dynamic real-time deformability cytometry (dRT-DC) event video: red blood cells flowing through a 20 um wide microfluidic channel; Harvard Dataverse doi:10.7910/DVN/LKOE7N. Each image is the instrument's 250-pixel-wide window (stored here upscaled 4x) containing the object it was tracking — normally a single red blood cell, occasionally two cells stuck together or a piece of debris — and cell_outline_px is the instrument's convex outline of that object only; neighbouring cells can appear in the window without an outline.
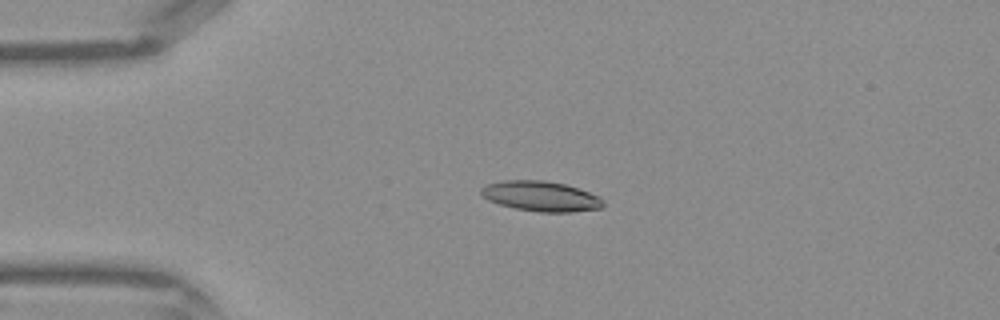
{"species": "Egyptian fruit bat (a non-hibernating species)", "species_latin": "Rousettus aegyptiacus", "temperature_condition": "warm", "stored_images_in_passage": 43, "camera_frame_rate_fps": 3000, "um_per_image_px": 0.085, "frame": {"image": 1, "passage_image": 10, "time_ms": 3.0, "image_size_px": [1000, 320], "cell_outline_px": [[604, 204], [600, 208], [572, 212], [540, 212], [516, 208], [500, 204], [488, 200], [480, 192], [480, 188], [488, 184], [504, 180], [544, 180], [564, 184], [600, 196], [604, 200]], "centroid_in_image_um": [45.98, 16.68], "position_along_channel_um": 39.0, "area_um2": 21.27}}
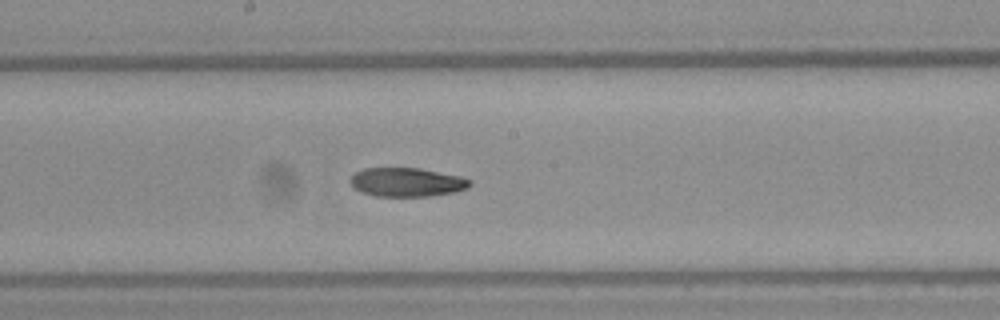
{"frame": {"image": 2, "passage_image": 23, "time_ms": 7.333, "image_size_px": [1000, 320], "cell_outline_px": [[472, 184], [468, 188], [452, 192], [428, 196], [376, 196], [360, 192], [348, 180], [356, 172], [364, 168], [420, 168], [460, 176], [472, 180]], "centroid_in_image_um": [34.58, 15.48], "position_along_channel_um": 213.6, "area_um2": 20.06}}
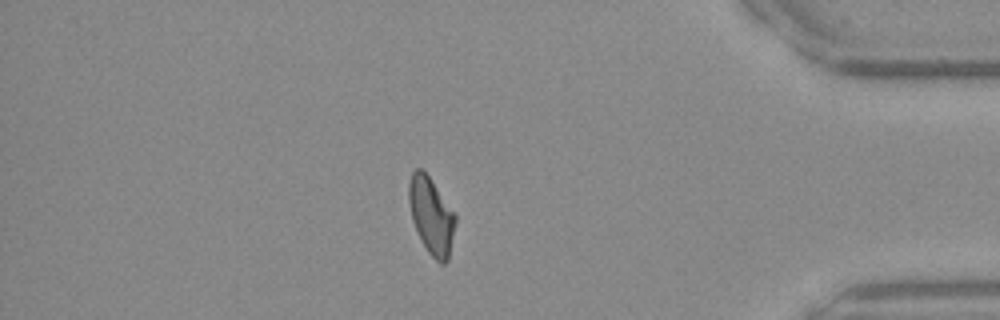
{"frame": {"image": 3, "passage_image": 37, "time_ms": 12.0, "image_size_px": [1000, 320], "cell_outline_px": [[456, 220], [448, 260], [444, 264], [440, 264], [428, 252], [420, 240], [416, 232], [412, 220], [408, 200], [408, 184], [412, 172], [416, 168], [420, 168], [428, 176], [456, 212]], "centroid_in_image_um": [36.66, 18.34], "position_along_channel_um": 398.5, "area_um2": 20.98}}